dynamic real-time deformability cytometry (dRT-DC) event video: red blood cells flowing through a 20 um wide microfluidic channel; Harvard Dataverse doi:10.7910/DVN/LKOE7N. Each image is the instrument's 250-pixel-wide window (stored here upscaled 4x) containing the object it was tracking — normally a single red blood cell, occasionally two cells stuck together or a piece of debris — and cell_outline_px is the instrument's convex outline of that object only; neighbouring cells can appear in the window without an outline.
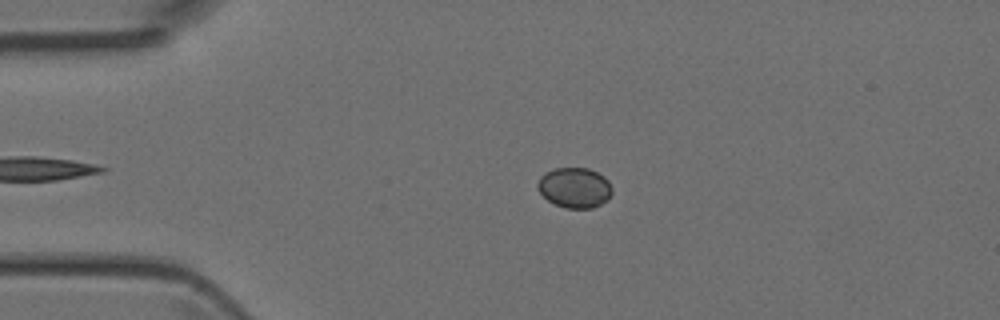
{"species": "Egyptian fruit bat (a non-hibernating species)", "species_latin": "Rousettus aegyptiacus", "temperature_condition": "room temperature", "stored_images_in_passage": 23, "camera_frame_rate_fps": 3000, "um_per_image_px": 0.085, "animal": {"sex": "female"}, "frame": {"image": 1, "passage_image": 10, "time_ms": 3.0, "image_size_px": [1000, 320], "cell_outline_px": [[612, 192], [608, 200], [592, 208], [564, 208], [548, 200], [536, 188], [536, 184], [540, 176], [544, 172], [556, 168], [588, 168], [604, 176], [608, 180], [612, 188]], "centroid_in_image_um": [48.83, 15.94], "position_along_channel_um": 36.2, "area_um2": 17.57}}
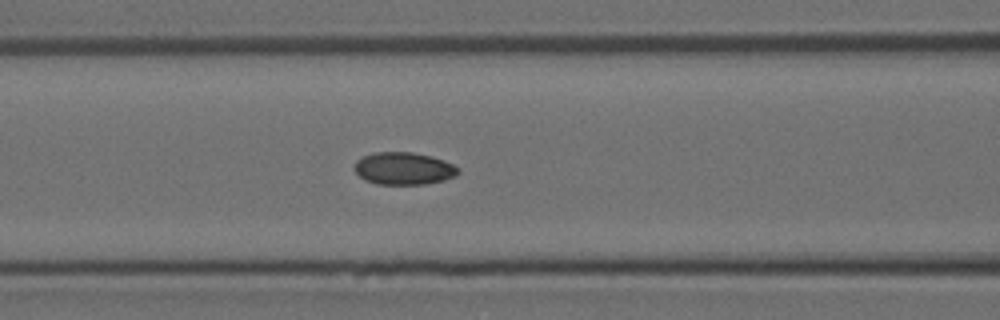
{"frame": {"image": 2, "passage_image": 19, "time_ms": 6.0, "image_size_px": [1000, 320], "cell_outline_px": [[460, 172], [456, 176], [444, 180], [424, 184], [376, 184], [364, 180], [352, 168], [356, 160], [364, 156], [376, 152], [412, 152], [432, 156], [444, 160], [460, 168]], "centroid_in_image_um": [34.32, 14.32], "position_along_channel_um": 132.3, "area_um2": 19.77}}
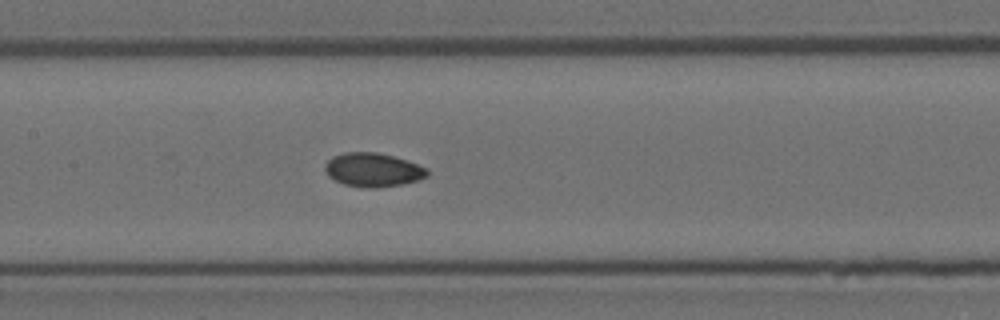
{"frame": {"image": 3, "passage_image": 22, "time_ms": 7.0, "image_size_px": [1000, 320], "cell_outline_px": [[428, 176], [416, 180], [400, 184], [376, 188], [368, 188], [344, 184], [328, 176], [324, 168], [324, 164], [332, 156], [344, 152], [376, 152], [408, 160], [428, 168]], "centroid_in_image_um": [31.69, 14.42], "position_along_channel_um": 175.7, "area_um2": 20.11}}